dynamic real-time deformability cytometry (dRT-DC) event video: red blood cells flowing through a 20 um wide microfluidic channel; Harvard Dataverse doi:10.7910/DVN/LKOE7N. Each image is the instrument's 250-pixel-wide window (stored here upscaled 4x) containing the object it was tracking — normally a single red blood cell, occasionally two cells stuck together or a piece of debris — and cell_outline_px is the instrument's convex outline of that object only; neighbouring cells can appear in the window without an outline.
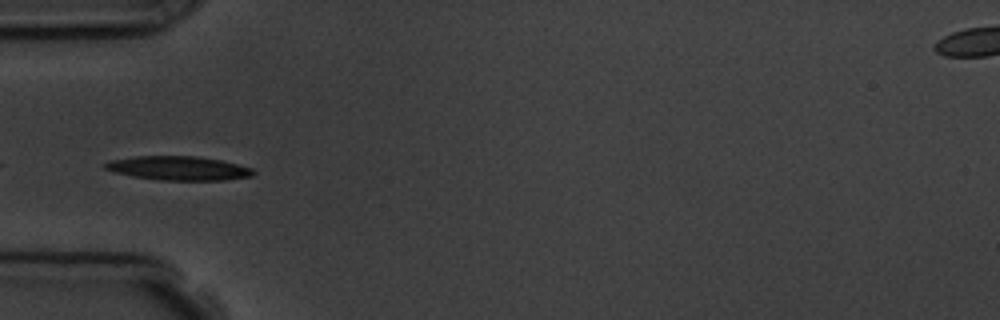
{"species": "common noctule bat (a hibernating species)", "species_latin": "Nyctalus noctula", "temperature_condition": "room temperature", "stored_images_in_passage": 8, "camera_frame_rate_fps": 3000, "um_per_image_px": 0.085, "animal": {"sex": "male", "body_mass_g": 19.5, "forearm_length_mm": 54.6}, "frame": {"image": 1, "passage_image": 5, "time_ms": 5.0, "image_size_px": [1000, 320], "cell_outline_px": [[256, 172], [252, 176], [224, 180], [160, 180], [132, 176], [116, 172], [104, 168], [104, 164], [108, 160], [132, 156], [196, 156], [220, 160], [252, 168]], "centroid_in_image_um": [15.15, 14.29], "position_along_channel_um": 69.9, "area_um2": 20.69}}